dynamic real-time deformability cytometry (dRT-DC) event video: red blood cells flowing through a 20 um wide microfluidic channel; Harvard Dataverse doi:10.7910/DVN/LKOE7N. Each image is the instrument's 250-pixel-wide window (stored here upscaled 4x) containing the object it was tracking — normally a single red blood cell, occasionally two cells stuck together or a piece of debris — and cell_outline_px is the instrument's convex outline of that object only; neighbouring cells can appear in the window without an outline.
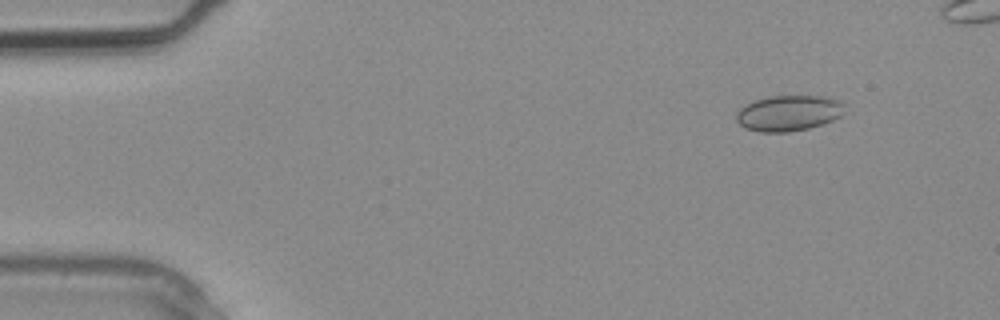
{"species": "common noctule bat (a hibernating species)", "species_latin": "Nyctalus noctula", "temperature_condition": "warm", "stored_images_in_passage": 2, "segment_of_instrument_passage": [2, 2], "camera_frame_rate_fps": 3000, "um_per_image_px": 0.085, "animal": {"sex": "male", "body_mass_g": 20.4}, "frame": {"image": 1, "passage_image": 2, "time_ms": 0.333, "image_size_px": [1000, 320], "cell_outline_px": [[844, 104], [840, 116], [832, 120], [808, 128], [788, 132], [760, 132], [744, 128], [736, 120], [736, 112], [740, 108], [752, 100], [768, 96], [824, 96], [840, 100]], "centroid_in_image_um": [66.98, 9.6], "position_along_channel_um": 18.0, "area_um2": 22.54}}